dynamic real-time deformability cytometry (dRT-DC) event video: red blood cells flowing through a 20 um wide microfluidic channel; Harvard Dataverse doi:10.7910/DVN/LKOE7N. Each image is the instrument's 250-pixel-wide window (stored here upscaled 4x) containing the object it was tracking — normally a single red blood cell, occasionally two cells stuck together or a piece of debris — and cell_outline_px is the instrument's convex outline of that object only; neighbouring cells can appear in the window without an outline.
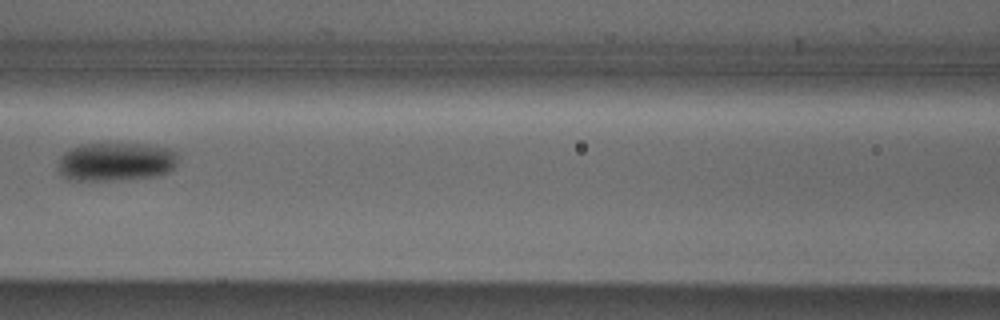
{"species": "Egyptian fruit bat (a non-hibernating species)", "species_latin": "Rousettus aegyptiacus", "temperature_condition": "cold", "stored_images_in_passage": 7, "camera_frame_rate_fps": 3000, "um_per_image_px": 0.085, "animal": {"sex": "male"}, "frame": {"image": 1, "passage_image": 7, "time_ms": 2.0, "image_size_px": [1000, 320], "cell_outline_px": [[176, 168], [160, 176], [128, 180], [72, 180], [64, 176], [60, 172], [60, 160], [64, 152], [80, 144], [152, 144], [168, 148], [176, 152]], "centroid_in_image_um": [9.93, 13.76], "position_along_channel_um": 156.7, "area_um2": 27.11}}